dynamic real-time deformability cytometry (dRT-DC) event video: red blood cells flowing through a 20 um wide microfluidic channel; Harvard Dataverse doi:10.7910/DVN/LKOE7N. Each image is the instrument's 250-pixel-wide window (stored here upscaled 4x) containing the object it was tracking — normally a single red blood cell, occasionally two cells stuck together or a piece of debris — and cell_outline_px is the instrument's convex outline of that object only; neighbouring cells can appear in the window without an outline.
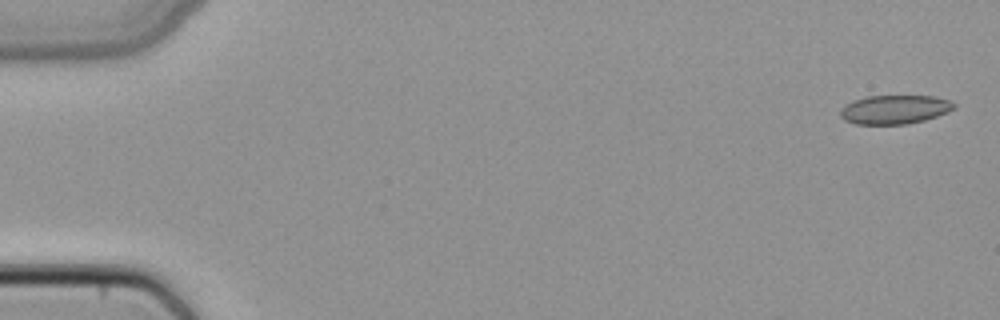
{"species": "common noctule bat (a hibernating species)", "species_latin": "Nyctalus noctula", "temperature_condition": "cold", "stored_images_in_passage": 5, "camera_frame_rate_fps": 3000, "um_per_image_px": 0.085, "animal": {"sex": "female", "body_mass_g": 22.7, "forearm_length_mm": 54.2}, "frame": {"image": 1, "passage_image": 1, "time_ms": 0.0, "image_size_px": [1000, 320], "cell_outline_px": [[956, 108], [948, 112], [924, 120], [908, 124], [856, 124], [844, 120], [840, 116], [840, 112], [852, 100], [868, 96], [936, 96], [948, 100], [956, 104]], "centroid_in_image_um": [76.08, 9.31], "position_along_channel_um": 8.9, "area_um2": 19.07}}